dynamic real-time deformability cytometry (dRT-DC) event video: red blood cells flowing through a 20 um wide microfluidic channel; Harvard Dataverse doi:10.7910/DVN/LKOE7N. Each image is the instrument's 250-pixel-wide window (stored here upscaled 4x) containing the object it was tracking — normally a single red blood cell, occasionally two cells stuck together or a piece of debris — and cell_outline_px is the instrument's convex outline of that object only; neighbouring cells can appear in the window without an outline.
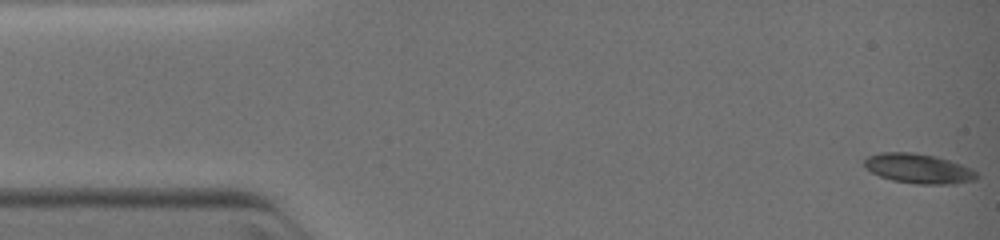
{"species": "common noctule bat (a hibernating species)", "species_latin": "Nyctalus noctula", "temperature_condition": "warm", "stored_images_in_passage": 29, "camera_frame_rate_fps": 3000, "um_per_image_px": 0.085, "animal": {"sex": "female", "body_mass_g": 19.0, "forearm_length_mm": 51.5}, "frame": {"image": 1, "passage_image": 1, "time_ms": 0.0, "image_size_px": [1000, 240], "cell_outline_px": [[980, 176], [976, 180], [956, 184], [916, 184], [892, 180], [880, 176], [872, 172], [864, 164], [864, 160], [868, 156], [880, 152], [912, 152], [936, 156], [972, 168]], "centroid_in_image_um": [78.11, 14.33], "position_along_channel_um": 6.9, "area_um2": 19.54}}
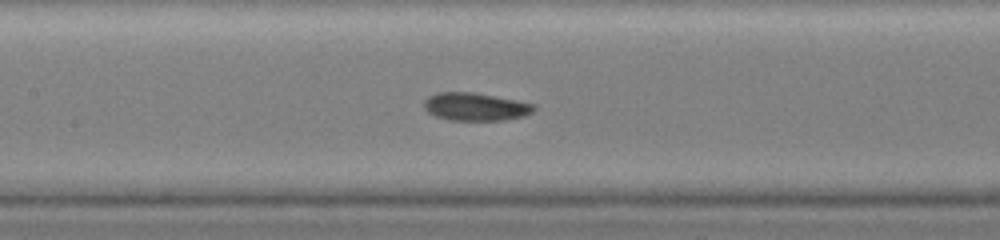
{"frame": {"image": 2, "passage_image": 13, "time_ms": 5.667, "image_size_px": [1000, 240], "cell_outline_px": [[536, 108], [532, 112], [524, 116], [504, 120], [448, 120], [436, 116], [428, 112], [424, 108], [424, 100], [428, 96], [436, 92], [472, 92], [516, 100], [536, 104]], "centroid_in_image_um": [40.4, 9.07], "position_along_channel_um": 167.0, "area_um2": 17.92}}
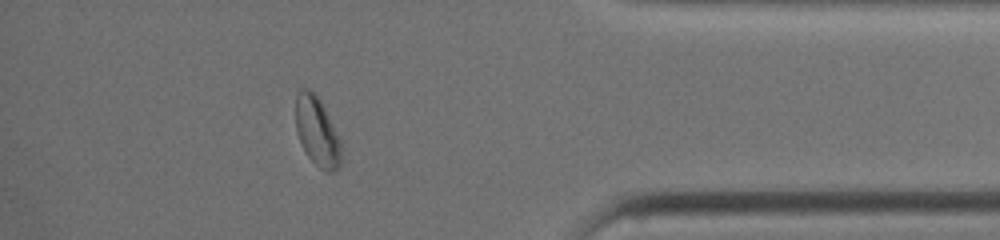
{"frame": {"image": 3, "passage_image": 24, "time_ms": 11.0, "image_size_px": [1000, 240], "cell_outline_px": [[340, 164], [332, 172], [324, 172], [308, 156], [296, 132], [296, 92], [300, 88], [308, 88], [320, 100], [340, 140]], "centroid_in_image_um": [26.93, 11.16], "position_along_channel_um": 408.3, "area_um2": 17.92}}